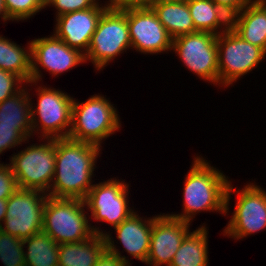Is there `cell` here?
I'll return each mask as SVG.
<instances>
[{"label": "cell", "instance_id": "83f0119b", "mask_svg": "<svg viewBox=\"0 0 266 266\" xmlns=\"http://www.w3.org/2000/svg\"><path fill=\"white\" fill-rule=\"evenodd\" d=\"M111 233L113 232L108 231L104 235L107 249L102 253L95 266H132L131 259L129 260L128 256L120 252Z\"/></svg>", "mask_w": 266, "mask_h": 266}, {"label": "cell", "instance_id": "6da1fadb", "mask_svg": "<svg viewBox=\"0 0 266 266\" xmlns=\"http://www.w3.org/2000/svg\"><path fill=\"white\" fill-rule=\"evenodd\" d=\"M100 154L102 147L97 144L68 137L55 139V173L48 196L84 200L93 186Z\"/></svg>", "mask_w": 266, "mask_h": 266}, {"label": "cell", "instance_id": "5b68a950", "mask_svg": "<svg viewBox=\"0 0 266 266\" xmlns=\"http://www.w3.org/2000/svg\"><path fill=\"white\" fill-rule=\"evenodd\" d=\"M37 84L34 81L25 83L29 88L34 85L38 102L34 104L32 95L29 94L33 137L36 134L38 138H67L72 126L74 98L57 88Z\"/></svg>", "mask_w": 266, "mask_h": 266}, {"label": "cell", "instance_id": "4fadbf2b", "mask_svg": "<svg viewBox=\"0 0 266 266\" xmlns=\"http://www.w3.org/2000/svg\"><path fill=\"white\" fill-rule=\"evenodd\" d=\"M84 63L83 53L69 47L53 33L31 40V81L42 82V69L51 76L59 77Z\"/></svg>", "mask_w": 266, "mask_h": 266}, {"label": "cell", "instance_id": "277c9868", "mask_svg": "<svg viewBox=\"0 0 266 266\" xmlns=\"http://www.w3.org/2000/svg\"><path fill=\"white\" fill-rule=\"evenodd\" d=\"M118 113L106 95L94 94L85 102L74 98L68 138L102 147L103 142L122 127Z\"/></svg>", "mask_w": 266, "mask_h": 266}, {"label": "cell", "instance_id": "7402d4cb", "mask_svg": "<svg viewBox=\"0 0 266 266\" xmlns=\"http://www.w3.org/2000/svg\"><path fill=\"white\" fill-rule=\"evenodd\" d=\"M195 31L219 35L230 28L231 17L213 0H187Z\"/></svg>", "mask_w": 266, "mask_h": 266}, {"label": "cell", "instance_id": "e0dca14e", "mask_svg": "<svg viewBox=\"0 0 266 266\" xmlns=\"http://www.w3.org/2000/svg\"><path fill=\"white\" fill-rule=\"evenodd\" d=\"M137 212H133L127 219L113 228L115 237L118 239L116 243L122 244V248L128 256L146 263L154 216L152 218L151 216L148 218L146 216L140 217L141 215Z\"/></svg>", "mask_w": 266, "mask_h": 266}, {"label": "cell", "instance_id": "d590c367", "mask_svg": "<svg viewBox=\"0 0 266 266\" xmlns=\"http://www.w3.org/2000/svg\"><path fill=\"white\" fill-rule=\"evenodd\" d=\"M0 18V20H2L4 23H7V21H11L8 15L6 14L4 0H0Z\"/></svg>", "mask_w": 266, "mask_h": 266}, {"label": "cell", "instance_id": "52a82bcc", "mask_svg": "<svg viewBox=\"0 0 266 266\" xmlns=\"http://www.w3.org/2000/svg\"><path fill=\"white\" fill-rule=\"evenodd\" d=\"M42 141V142H40ZM9 157L18 188L50 191L55 173V138H39Z\"/></svg>", "mask_w": 266, "mask_h": 266}, {"label": "cell", "instance_id": "2e32d148", "mask_svg": "<svg viewBox=\"0 0 266 266\" xmlns=\"http://www.w3.org/2000/svg\"><path fill=\"white\" fill-rule=\"evenodd\" d=\"M191 223L165 213L154 216L151 229L148 266H170L185 236L191 231Z\"/></svg>", "mask_w": 266, "mask_h": 266}, {"label": "cell", "instance_id": "ba28073f", "mask_svg": "<svg viewBox=\"0 0 266 266\" xmlns=\"http://www.w3.org/2000/svg\"><path fill=\"white\" fill-rule=\"evenodd\" d=\"M132 49L126 17V9L109 7L101 16L93 33L85 63L91 62L95 70L103 71L119 55Z\"/></svg>", "mask_w": 266, "mask_h": 266}, {"label": "cell", "instance_id": "4dcf8cb0", "mask_svg": "<svg viewBox=\"0 0 266 266\" xmlns=\"http://www.w3.org/2000/svg\"><path fill=\"white\" fill-rule=\"evenodd\" d=\"M99 0H49L45 6L54 7L55 16L92 8Z\"/></svg>", "mask_w": 266, "mask_h": 266}, {"label": "cell", "instance_id": "ac0fdd59", "mask_svg": "<svg viewBox=\"0 0 266 266\" xmlns=\"http://www.w3.org/2000/svg\"><path fill=\"white\" fill-rule=\"evenodd\" d=\"M230 28L243 40L266 53V1L251 0L231 17Z\"/></svg>", "mask_w": 266, "mask_h": 266}, {"label": "cell", "instance_id": "d6986e66", "mask_svg": "<svg viewBox=\"0 0 266 266\" xmlns=\"http://www.w3.org/2000/svg\"><path fill=\"white\" fill-rule=\"evenodd\" d=\"M151 8L172 39L196 32L187 0L153 2Z\"/></svg>", "mask_w": 266, "mask_h": 266}, {"label": "cell", "instance_id": "3957f363", "mask_svg": "<svg viewBox=\"0 0 266 266\" xmlns=\"http://www.w3.org/2000/svg\"><path fill=\"white\" fill-rule=\"evenodd\" d=\"M89 218L84 200L48 196L43 210L42 231L58 244L80 242L94 234L104 236L107 231L93 226Z\"/></svg>", "mask_w": 266, "mask_h": 266}, {"label": "cell", "instance_id": "4316f807", "mask_svg": "<svg viewBox=\"0 0 266 266\" xmlns=\"http://www.w3.org/2000/svg\"><path fill=\"white\" fill-rule=\"evenodd\" d=\"M5 11L13 21H25L34 17L46 6L42 0H4Z\"/></svg>", "mask_w": 266, "mask_h": 266}, {"label": "cell", "instance_id": "8fae6325", "mask_svg": "<svg viewBox=\"0 0 266 266\" xmlns=\"http://www.w3.org/2000/svg\"><path fill=\"white\" fill-rule=\"evenodd\" d=\"M47 197L48 194L40 190L18 188L7 199L6 217L0 229L20 240L42 231Z\"/></svg>", "mask_w": 266, "mask_h": 266}, {"label": "cell", "instance_id": "603a6c76", "mask_svg": "<svg viewBox=\"0 0 266 266\" xmlns=\"http://www.w3.org/2000/svg\"><path fill=\"white\" fill-rule=\"evenodd\" d=\"M208 230L206 223H203L196 230L190 231L182 241L170 266H208Z\"/></svg>", "mask_w": 266, "mask_h": 266}, {"label": "cell", "instance_id": "f546056e", "mask_svg": "<svg viewBox=\"0 0 266 266\" xmlns=\"http://www.w3.org/2000/svg\"><path fill=\"white\" fill-rule=\"evenodd\" d=\"M25 86V82L16 74L0 68V103L14 96Z\"/></svg>", "mask_w": 266, "mask_h": 266}, {"label": "cell", "instance_id": "d4e9b609", "mask_svg": "<svg viewBox=\"0 0 266 266\" xmlns=\"http://www.w3.org/2000/svg\"><path fill=\"white\" fill-rule=\"evenodd\" d=\"M23 247L26 266H58L59 244L45 232L23 240Z\"/></svg>", "mask_w": 266, "mask_h": 266}, {"label": "cell", "instance_id": "d6a6232c", "mask_svg": "<svg viewBox=\"0 0 266 266\" xmlns=\"http://www.w3.org/2000/svg\"><path fill=\"white\" fill-rule=\"evenodd\" d=\"M230 17L238 14L251 0H213Z\"/></svg>", "mask_w": 266, "mask_h": 266}, {"label": "cell", "instance_id": "f1b7e54d", "mask_svg": "<svg viewBox=\"0 0 266 266\" xmlns=\"http://www.w3.org/2000/svg\"><path fill=\"white\" fill-rule=\"evenodd\" d=\"M28 138L19 130L17 126L0 125V155L8 149L26 144Z\"/></svg>", "mask_w": 266, "mask_h": 266}, {"label": "cell", "instance_id": "ffe728a7", "mask_svg": "<svg viewBox=\"0 0 266 266\" xmlns=\"http://www.w3.org/2000/svg\"><path fill=\"white\" fill-rule=\"evenodd\" d=\"M106 249L104 236L95 234L80 242L59 244L58 266H95Z\"/></svg>", "mask_w": 266, "mask_h": 266}, {"label": "cell", "instance_id": "7a4b0ae2", "mask_svg": "<svg viewBox=\"0 0 266 266\" xmlns=\"http://www.w3.org/2000/svg\"><path fill=\"white\" fill-rule=\"evenodd\" d=\"M184 178L183 211L168 214L173 218L192 223L198 213L218 212L226 215L228 176L198 154Z\"/></svg>", "mask_w": 266, "mask_h": 266}, {"label": "cell", "instance_id": "74e56055", "mask_svg": "<svg viewBox=\"0 0 266 266\" xmlns=\"http://www.w3.org/2000/svg\"><path fill=\"white\" fill-rule=\"evenodd\" d=\"M44 4H46L49 0H42Z\"/></svg>", "mask_w": 266, "mask_h": 266}, {"label": "cell", "instance_id": "44dd1931", "mask_svg": "<svg viewBox=\"0 0 266 266\" xmlns=\"http://www.w3.org/2000/svg\"><path fill=\"white\" fill-rule=\"evenodd\" d=\"M32 88L24 86L14 96L0 103V125L17 126L28 139L32 134L31 99Z\"/></svg>", "mask_w": 266, "mask_h": 266}, {"label": "cell", "instance_id": "836d02e7", "mask_svg": "<svg viewBox=\"0 0 266 266\" xmlns=\"http://www.w3.org/2000/svg\"><path fill=\"white\" fill-rule=\"evenodd\" d=\"M110 6L123 10L127 8L151 7L154 0H109Z\"/></svg>", "mask_w": 266, "mask_h": 266}, {"label": "cell", "instance_id": "5bb4252c", "mask_svg": "<svg viewBox=\"0 0 266 266\" xmlns=\"http://www.w3.org/2000/svg\"><path fill=\"white\" fill-rule=\"evenodd\" d=\"M133 51L146 55L172 53V38L151 7L127 8Z\"/></svg>", "mask_w": 266, "mask_h": 266}, {"label": "cell", "instance_id": "9c48e42d", "mask_svg": "<svg viewBox=\"0 0 266 266\" xmlns=\"http://www.w3.org/2000/svg\"><path fill=\"white\" fill-rule=\"evenodd\" d=\"M265 57L266 53L260 47L243 40L231 28L217 35L219 86H232L259 67Z\"/></svg>", "mask_w": 266, "mask_h": 266}, {"label": "cell", "instance_id": "cb8c5ba5", "mask_svg": "<svg viewBox=\"0 0 266 266\" xmlns=\"http://www.w3.org/2000/svg\"><path fill=\"white\" fill-rule=\"evenodd\" d=\"M11 40L0 35V68L27 83L31 81V41L24 47Z\"/></svg>", "mask_w": 266, "mask_h": 266}, {"label": "cell", "instance_id": "484cf974", "mask_svg": "<svg viewBox=\"0 0 266 266\" xmlns=\"http://www.w3.org/2000/svg\"><path fill=\"white\" fill-rule=\"evenodd\" d=\"M0 260L3 266H26L23 240L0 229Z\"/></svg>", "mask_w": 266, "mask_h": 266}, {"label": "cell", "instance_id": "9a60e30c", "mask_svg": "<svg viewBox=\"0 0 266 266\" xmlns=\"http://www.w3.org/2000/svg\"><path fill=\"white\" fill-rule=\"evenodd\" d=\"M106 1L104 4L99 0L92 8L55 17L53 34L85 55L102 14L110 7L109 0Z\"/></svg>", "mask_w": 266, "mask_h": 266}, {"label": "cell", "instance_id": "8992f818", "mask_svg": "<svg viewBox=\"0 0 266 266\" xmlns=\"http://www.w3.org/2000/svg\"><path fill=\"white\" fill-rule=\"evenodd\" d=\"M233 186L231 179L226 192V215L230 212L231 195L237 194V200L230 221L221 234L239 241L266 230V191L255 182L246 183L242 189Z\"/></svg>", "mask_w": 266, "mask_h": 266}, {"label": "cell", "instance_id": "8d00e7d4", "mask_svg": "<svg viewBox=\"0 0 266 266\" xmlns=\"http://www.w3.org/2000/svg\"><path fill=\"white\" fill-rule=\"evenodd\" d=\"M161 1H177V0H154V2H161Z\"/></svg>", "mask_w": 266, "mask_h": 266}, {"label": "cell", "instance_id": "e575fe53", "mask_svg": "<svg viewBox=\"0 0 266 266\" xmlns=\"http://www.w3.org/2000/svg\"><path fill=\"white\" fill-rule=\"evenodd\" d=\"M7 199H0V227L6 217Z\"/></svg>", "mask_w": 266, "mask_h": 266}, {"label": "cell", "instance_id": "30bf717a", "mask_svg": "<svg viewBox=\"0 0 266 266\" xmlns=\"http://www.w3.org/2000/svg\"><path fill=\"white\" fill-rule=\"evenodd\" d=\"M183 65L214 86L219 87L217 35L209 32L190 33L172 39V50Z\"/></svg>", "mask_w": 266, "mask_h": 266}, {"label": "cell", "instance_id": "7c38bea8", "mask_svg": "<svg viewBox=\"0 0 266 266\" xmlns=\"http://www.w3.org/2000/svg\"><path fill=\"white\" fill-rule=\"evenodd\" d=\"M130 185L118 177L94 183L84 199L89 219L108 223L112 228L127 219L135 212L129 205Z\"/></svg>", "mask_w": 266, "mask_h": 266}, {"label": "cell", "instance_id": "1f68e13d", "mask_svg": "<svg viewBox=\"0 0 266 266\" xmlns=\"http://www.w3.org/2000/svg\"><path fill=\"white\" fill-rule=\"evenodd\" d=\"M1 162V161H0ZM18 189L10 164L0 163V199H8Z\"/></svg>", "mask_w": 266, "mask_h": 266}]
</instances>
